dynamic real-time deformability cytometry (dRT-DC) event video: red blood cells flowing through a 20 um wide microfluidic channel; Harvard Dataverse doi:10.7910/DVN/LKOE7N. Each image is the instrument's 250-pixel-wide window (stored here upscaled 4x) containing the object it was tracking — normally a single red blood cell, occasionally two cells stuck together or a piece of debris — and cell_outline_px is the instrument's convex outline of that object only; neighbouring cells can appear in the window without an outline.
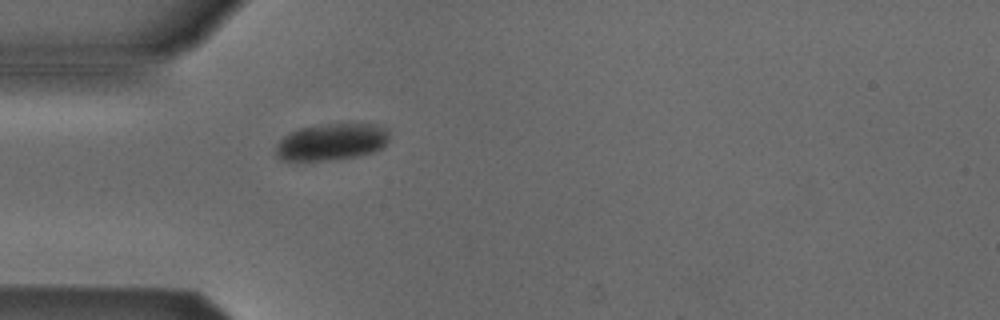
{"species": "Egyptian fruit bat (a non-hibernating species)", "species_latin": "Rousettus aegyptiacus", "temperature_condition": "cold", "stored_images_in_passage": 1, "camera_frame_rate_fps": 3000, "um_per_image_px": 0.085, "animal": {"sex": "male"}, "frame": {"image": 1, "passage_image": 1, "time_ms": 0.0, "image_size_px": [1000, 320], "cell_outline_px": [[388, 140], [384, 148], [376, 152], [360, 156], [336, 160], [280, 160], [276, 156], [276, 144], [288, 132], [300, 128], [324, 124], [376, 124], [388, 128]], "centroid_in_image_um": [28.22, 12.07], "position_along_channel_um": 56.8, "area_um2": 24.74}}